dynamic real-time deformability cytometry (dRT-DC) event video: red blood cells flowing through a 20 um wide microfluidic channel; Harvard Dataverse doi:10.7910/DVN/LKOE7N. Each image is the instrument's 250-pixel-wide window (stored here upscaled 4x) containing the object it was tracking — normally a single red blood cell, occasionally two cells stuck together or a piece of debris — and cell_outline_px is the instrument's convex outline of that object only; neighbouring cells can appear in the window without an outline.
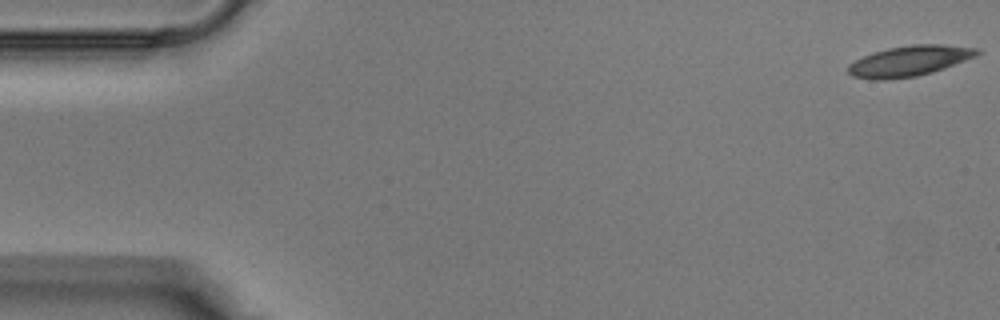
{"species": "Egyptian fruit bat (a non-hibernating species)", "species_latin": "Rousettus aegyptiacus", "temperature_condition": "warm", "stored_images_in_passage": 6, "camera_frame_rate_fps": 3000, "um_per_image_px": 0.085, "animal": {"sex": "male"}, "frame": {"image": 1, "passage_image": 1, "time_ms": 0.0, "image_size_px": [1000, 320], "cell_outline_px": [[980, 52], [976, 56], [944, 68], [932, 72], [916, 76], [884, 80], [872, 80], [852, 76], [848, 72], [848, 64], [864, 56], [888, 48], [912, 44], [944, 44], [980, 48]], "centroid_in_image_um": [77.31, 5.18], "position_along_channel_um": 7.7, "area_um2": 22.83}}